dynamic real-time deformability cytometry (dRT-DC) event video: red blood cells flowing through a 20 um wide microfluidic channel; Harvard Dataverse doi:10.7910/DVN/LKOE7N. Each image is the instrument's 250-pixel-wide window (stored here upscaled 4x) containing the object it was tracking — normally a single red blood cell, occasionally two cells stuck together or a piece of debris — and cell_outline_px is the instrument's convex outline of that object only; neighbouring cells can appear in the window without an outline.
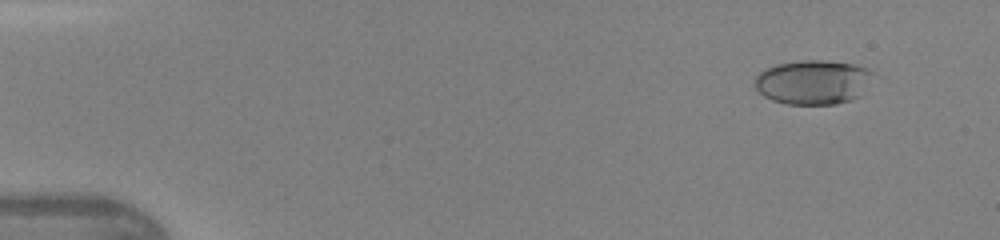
{"species": "human", "species_latin": "Homo sapiens", "temperature_condition": "warm", "stored_images_in_passage": 47, "camera_frame_rate_fps": 3000, "um_per_image_px": 0.085, "donor": {"sex": "female"}, "frame": {"image": 1, "passage_image": 4, "time_ms": 1.0, "image_size_px": [1000, 240], "cell_outline_px": [[872, 72], [856, 96], [852, 100], [836, 104], [788, 104], [772, 100], [764, 96], [756, 88], [756, 76], [760, 72], [776, 64], [800, 60], [824, 60], [852, 64], [864, 68]], "centroid_in_image_um": [69.02, 6.98], "position_along_channel_um": 16.0, "area_um2": 29.71}}
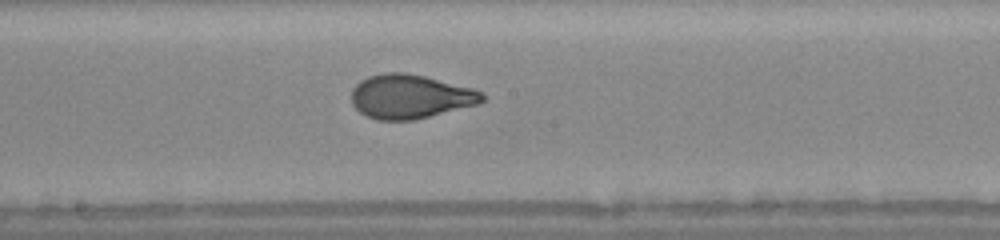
{"frame": {"image": 2, "passage_image": 26, "time_ms": 8.333, "image_size_px": [1000, 240], "cell_outline_px": [[484, 100], [480, 104], [416, 120], [376, 120], [360, 112], [352, 104], [352, 88], [360, 80], [368, 76], [384, 72], [404, 72], [424, 76], [472, 88], [484, 92]], "centroid_in_image_um": [34.88, 8.21], "position_along_channel_um": 213.3, "area_um2": 33.81}}
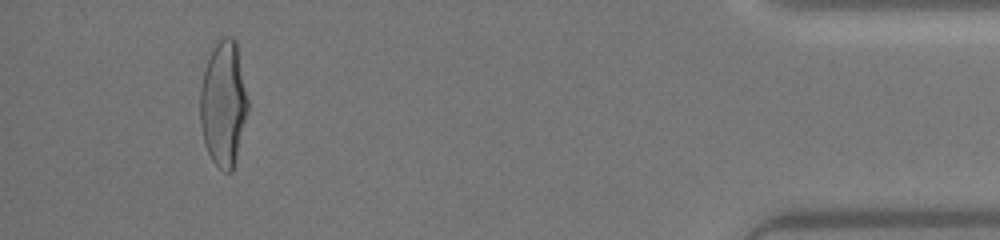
{"frame": {"image": 3, "passage_image": 44, "time_ms": 14.333, "image_size_px": [1000, 240], "cell_outline_px": [[248, 112], [232, 172], [224, 172], [212, 160], [204, 144], [200, 124], [200, 88], [204, 68], [216, 36], [232, 36], [236, 40], [248, 100]], "centroid_in_image_um": [18.98, 8.74], "position_along_channel_um": 416.2, "area_um2": 35.32}, "authors_computed_cell_mechanics": {"area_um2": 33.1194, "velocity_mm_per_s": 4.349, "shape_relaxation_time_tau1_ms": 3.5579, "shape_relaxation_time_tau2_ms": null, "deformation_change_tau1": 0.1858, "deformation_change_tau2": null}}